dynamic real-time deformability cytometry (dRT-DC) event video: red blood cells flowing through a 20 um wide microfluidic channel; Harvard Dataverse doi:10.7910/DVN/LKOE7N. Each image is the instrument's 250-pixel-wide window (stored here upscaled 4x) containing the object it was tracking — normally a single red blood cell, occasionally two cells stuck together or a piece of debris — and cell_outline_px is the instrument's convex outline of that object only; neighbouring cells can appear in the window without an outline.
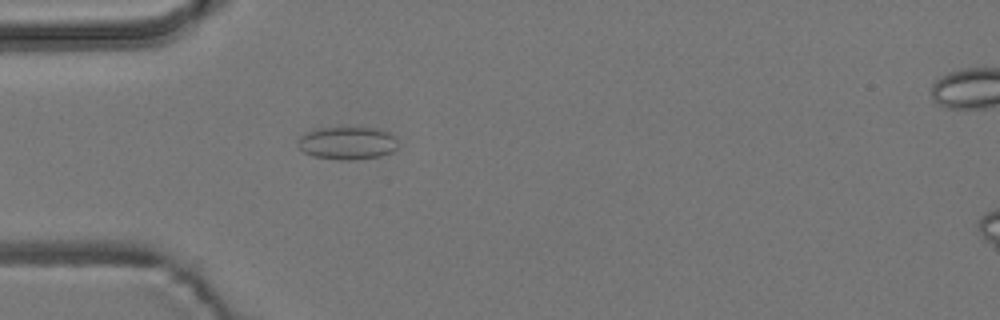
{"species": "common noctule bat (a hibernating species)", "species_latin": "Nyctalus noctula", "temperature_condition": "room temperature", "stored_images_in_passage": 2, "camera_frame_rate_fps": 3000, "um_per_image_px": 0.085, "animal": {"sex": "male", "body_mass_g": 19.2, "forearm_length_mm": 51.8}, "frame": {"image": 1, "passage_image": 1, "time_ms": 0.0, "image_size_px": [1000, 320], "cell_outline_px": [[396, 148], [392, 152], [380, 156], [352, 160], [340, 160], [312, 156], [304, 152], [296, 144], [296, 140], [300, 136], [316, 128], [376, 128], [388, 132], [396, 140]], "centroid_in_image_um": [29.48, 12.17], "position_along_channel_um": 55.5, "area_um2": 19.07}}